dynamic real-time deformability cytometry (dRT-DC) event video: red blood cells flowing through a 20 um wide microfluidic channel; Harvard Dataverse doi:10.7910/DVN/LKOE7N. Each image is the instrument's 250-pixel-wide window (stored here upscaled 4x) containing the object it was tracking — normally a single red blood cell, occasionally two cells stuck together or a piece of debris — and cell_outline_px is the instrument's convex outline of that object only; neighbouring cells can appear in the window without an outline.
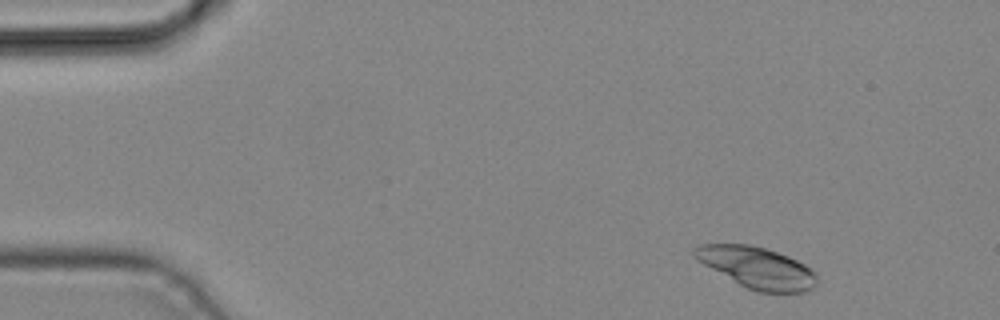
{"species": "common noctule bat (a hibernating species)", "species_latin": "Nyctalus noctula", "temperature_condition": "cold", "stored_images_in_passage": 3, "camera_frame_rate_fps": 3000, "um_per_image_px": 0.085, "animal": {"sex": "male", "body_mass_g": 19.2, "forearm_length_mm": 51.8}, "frame": {"image": 1, "passage_image": 1, "time_ms": 0.0, "image_size_px": [1000, 320], "cell_outline_px": [[816, 284], [808, 292], [760, 292], [748, 288], [740, 284], [704, 264], [692, 256], [692, 248], [700, 244], [748, 244], [764, 248], [788, 256], [812, 268], [816, 272]], "centroid_in_image_um": [64.36, 22.74], "position_along_channel_um": 20.6, "area_um2": 29.19}}
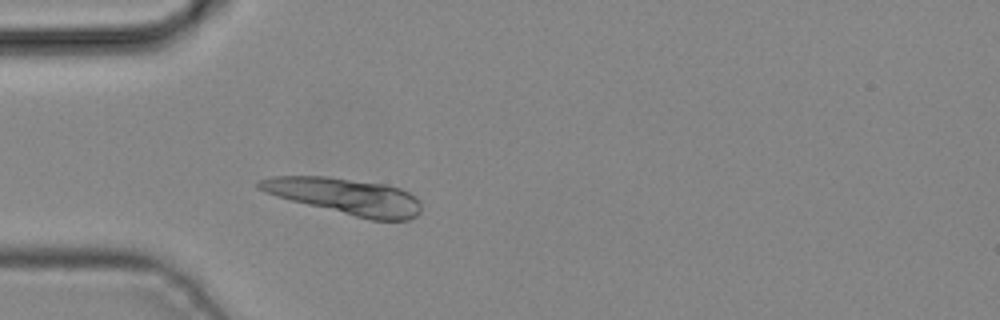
{"frame": {"image": 2, "passage_image": 3, "time_ms": 0.667, "image_size_px": [1000, 320], "cell_outline_px": [[420, 212], [416, 216], [408, 220], [372, 220], [276, 196], [264, 192], [256, 188], [256, 184], [260, 180], [272, 176], [328, 176], [384, 184], [400, 188], [416, 196], [420, 204]], "centroid_in_image_um": [29.36, 16.67], "position_along_channel_um": 55.6, "area_um2": 33.87}}